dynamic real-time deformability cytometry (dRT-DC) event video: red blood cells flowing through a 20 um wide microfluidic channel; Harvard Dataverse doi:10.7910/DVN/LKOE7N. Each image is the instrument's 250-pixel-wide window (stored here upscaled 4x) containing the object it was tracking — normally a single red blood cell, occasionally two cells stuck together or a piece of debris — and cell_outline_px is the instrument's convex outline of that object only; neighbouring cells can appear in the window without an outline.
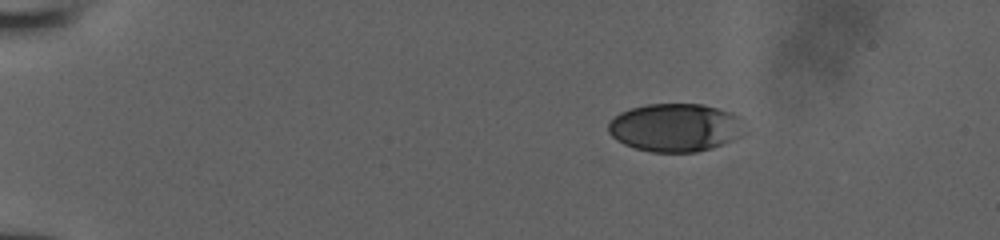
{"species": "human", "species_latin": "Homo sapiens", "temperature_condition": "room temperature", "stored_images_in_passage": 44, "camera_frame_rate_fps": 3000, "um_per_image_px": 0.085, "donor": {"sex": "male"}, "frame": {"image": 1, "passage_image": 1, "time_ms": 0.0, "image_size_px": [1000, 240], "cell_outline_px": [[748, 132], [732, 140], [712, 148], [696, 152], [652, 152], [636, 148], [624, 144], [616, 140], [608, 132], [608, 124], [620, 112], [632, 108], [648, 104], [704, 104], [740, 116]], "centroid_in_image_um": [57.44, 10.84], "position_along_channel_um": 27.6, "area_um2": 38.38}}
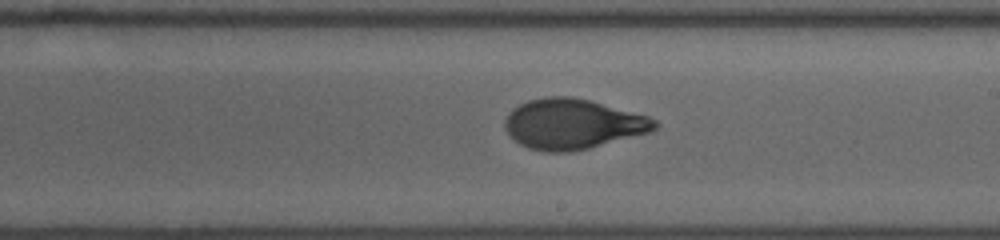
{"frame": {"image": 2, "passage_image": 24, "time_ms": 7.667, "image_size_px": [1000, 240], "cell_outline_px": [[660, 124], [656, 128], [648, 132], [588, 148], [572, 152], [544, 152], [528, 148], [512, 140], [504, 128], [504, 120], [508, 112], [512, 108], [528, 100], [544, 96], [572, 96], [588, 100], [648, 116], [656, 120]], "centroid_in_image_um": [48.6, 10.54], "position_along_channel_um": 240.4, "area_um2": 43.87}}
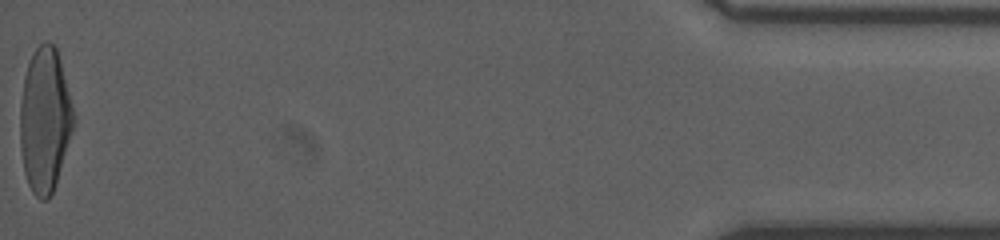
{"frame": {"image": 3, "passage_image": 44, "time_ms": 14.333, "image_size_px": [1000, 240], "cell_outline_px": [[76, 120], [56, 184], [48, 200], [40, 200], [32, 192], [28, 184], [24, 172], [20, 148], [20, 104], [24, 76], [28, 60], [36, 48], [44, 40], [48, 40], [56, 48], [72, 104]], "centroid_in_image_um": [3.8, 10.21], "position_along_channel_um": 431.4, "area_um2": 45.2}}